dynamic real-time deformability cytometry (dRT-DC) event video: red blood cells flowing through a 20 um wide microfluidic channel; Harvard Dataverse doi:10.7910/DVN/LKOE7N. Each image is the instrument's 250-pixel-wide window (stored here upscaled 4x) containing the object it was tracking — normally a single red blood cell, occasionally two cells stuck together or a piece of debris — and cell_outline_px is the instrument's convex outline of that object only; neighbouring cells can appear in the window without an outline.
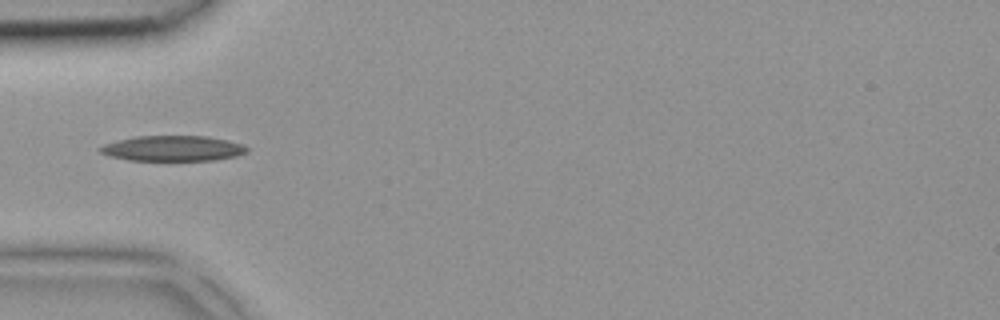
{"species": "common noctule bat (a hibernating species)", "species_latin": "Nyctalus noctula", "temperature_condition": "room temperature", "stored_images_in_passage": 4, "camera_frame_rate_fps": 3000, "um_per_image_px": 0.085, "animal": {"sex": "female", "body_mass_g": 18.4}, "frame": {"image": 1, "passage_image": 3, "time_ms": 0.667, "image_size_px": [1000, 320], "cell_outline_px": [[248, 152], [236, 156], [216, 160], [128, 160], [112, 156], [100, 152], [96, 148], [104, 144], [116, 140], [136, 136], [208, 136], [228, 140], [244, 144], [248, 148]], "centroid_in_image_um": [14.71, 12.6], "position_along_channel_um": 70.3, "area_um2": 21.85}}